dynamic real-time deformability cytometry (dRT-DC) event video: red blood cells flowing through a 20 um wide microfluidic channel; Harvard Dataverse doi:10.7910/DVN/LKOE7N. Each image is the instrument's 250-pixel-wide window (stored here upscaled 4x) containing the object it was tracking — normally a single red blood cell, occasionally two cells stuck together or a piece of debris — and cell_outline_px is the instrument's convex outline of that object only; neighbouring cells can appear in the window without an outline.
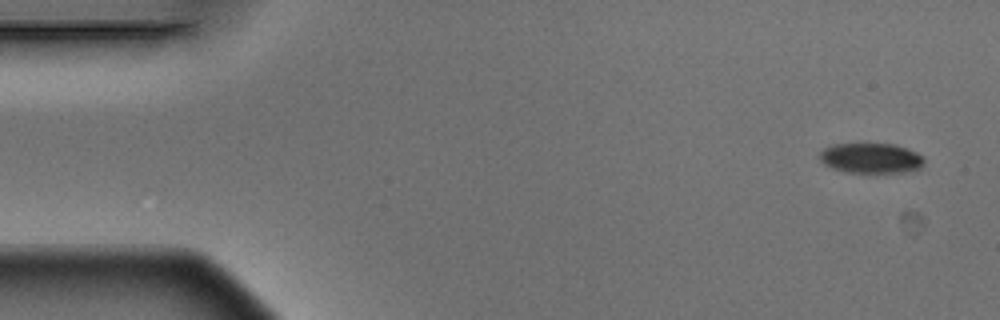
{"species": "Egyptian fruit bat (a non-hibernating species)", "species_latin": "Rousettus aegyptiacus", "temperature_condition": "warm", "stored_images_in_passage": 4, "camera_frame_rate_fps": 3000, "um_per_image_px": 0.085, "animal": {"sex": "male"}, "frame": {"image": 1, "passage_image": 1, "time_ms": 0.0, "image_size_px": [1000, 320], "cell_outline_px": [[924, 164], [920, 168], [904, 172], [844, 172], [832, 168], [824, 164], [820, 160], [820, 152], [824, 148], [832, 144], [892, 144], [908, 148], [924, 156]], "centroid_in_image_um": [74.04, 13.44], "position_along_channel_um": 11.0, "area_um2": 18.38}}
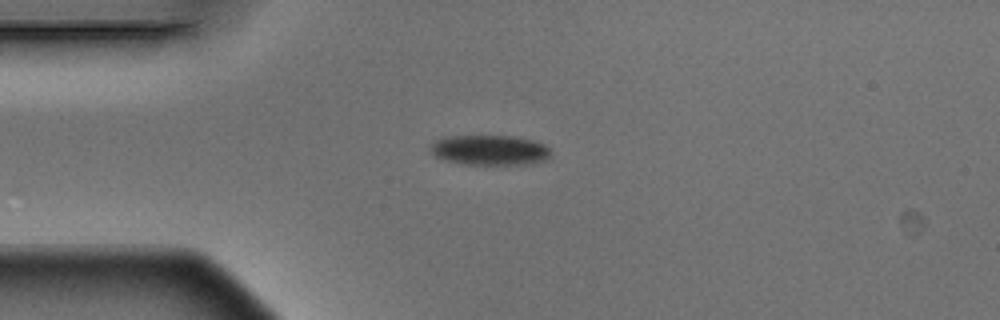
{"frame": {"image": 2, "passage_image": 4, "time_ms": 1.0, "image_size_px": [1000, 320], "cell_outline_px": [[552, 156], [536, 164], [464, 164], [444, 160], [436, 156], [432, 152], [432, 144], [436, 140], [448, 136], [512, 136], [536, 140], [552, 148]], "centroid_in_image_um": [41.74, 12.76], "position_along_channel_um": 43.3, "area_um2": 21.27}}